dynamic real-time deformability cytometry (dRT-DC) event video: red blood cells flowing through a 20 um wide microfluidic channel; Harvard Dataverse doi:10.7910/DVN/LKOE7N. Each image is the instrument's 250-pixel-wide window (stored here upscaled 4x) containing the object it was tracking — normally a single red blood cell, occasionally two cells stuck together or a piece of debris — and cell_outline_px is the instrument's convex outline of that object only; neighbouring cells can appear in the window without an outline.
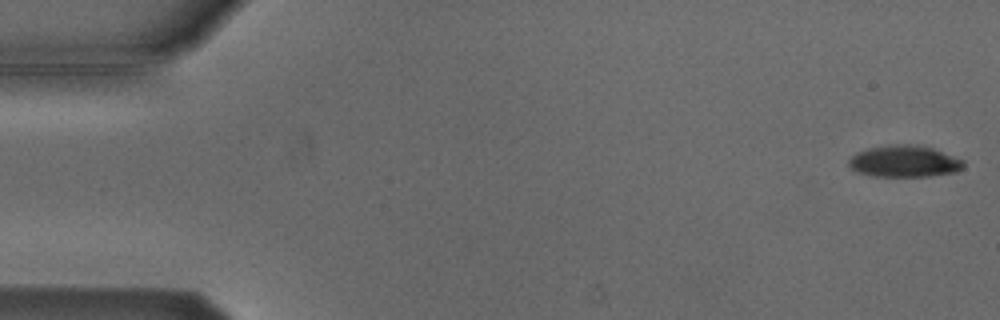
{"species": "Egyptian fruit bat (a non-hibernating species)", "species_latin": "Rousettus aegyptiacus", "temperature_condition": "cold", "stored_images_in_passage": 4, "camera_frame_rate_fps": 3000, "um_per_image_px": 0.085, "animal": {"sex": "male"}, "frame": {"image": 1, "passage_image": 1, "time_ms": 0.0, "image_size_px": [1000, 320], "cell_outline_px": [[964, 168], [956, 172], [928, 176], [872, 176], [856, 172], [848, 164], [848, 160], [856, 152], [868, 148], [896, 144], [916, 144], [932, 148], [964, 160]], "centroid_in_image_um": [76.86, 13.71], "position_along_channel_um": 8.1, "area_um2": 21.21}}